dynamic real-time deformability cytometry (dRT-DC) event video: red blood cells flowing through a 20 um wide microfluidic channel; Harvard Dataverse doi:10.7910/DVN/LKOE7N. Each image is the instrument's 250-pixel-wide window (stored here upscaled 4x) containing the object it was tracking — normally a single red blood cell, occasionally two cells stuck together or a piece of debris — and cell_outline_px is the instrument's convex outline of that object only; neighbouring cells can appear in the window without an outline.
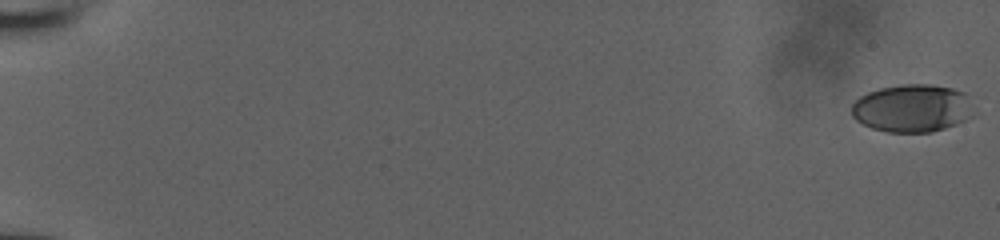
{"species": "human", "species_latin": "Homo sapiens", "temperature_condition": "room temperature", "stored_images_in_passage": 27, "camera_frame_rate_fps": 3000, "um_per_image_px": 0.085, "donor": {"sex": "male"}, "frame": {"image": 1, "passage_image": 1, "time_ms": 0.0, "image_size_px": [1000, 240], "cell_outline_px": [[964, 120], [956, 124], [932, 132], [888, 132], [872, 128], [856, 120], [852, 116], [852, 104], [860, 96], [868, 92], [880, 88], [900, 84], [928, 84], [952, 88], [964, 92]], "centroid_in_image_um": [77.37, 9.19], "position_along_channel_um": 7.6, "area_um2": 32.83}}
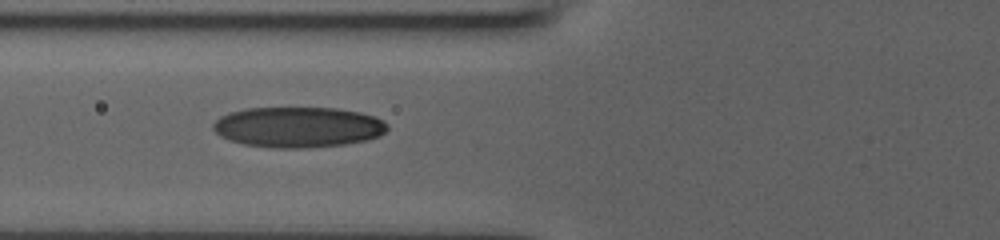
{"frame": {"image": 2, "passage_image": 23, "time_ms": 7.333, "image_size_px": [1000, 240], "cell_outline_px": [[388, 128], [380, 136], [364, 140], [344, 144], [308, 148], [272, 148], [244, 144], [228, 140], [220, 136], [212, 128], [212, 124], [220, 116], [232, 112], [248, 108], [336, 108], [360, 112], [384, 120], [388, 124]], "centroid_in_image_um": [25.33, 10.81], "position_along_channel_um": 100.5, "area_um2": 41.21}}
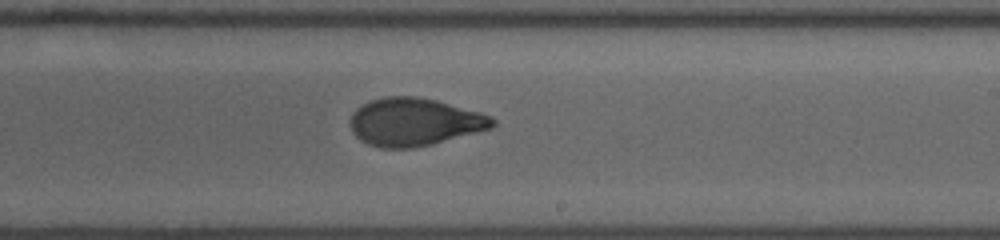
{"frame": {"image": 3, "passage_image": 27, "time_ms": 8.667, "image_size_px": [1000, 240], "cell_outline_px": [[496, 124], [492, 128], [432, 144], [412, 148], [380, 148], [368, 144], [360, 140], [352, 132], [348, 124], [352, 112], [356, 108], [372, 100], [388, 96], [416, 96], [436, 100], [480, 112], [492, 116], [496, 120]], "centroid_in_image_um": [35.21, 10.37], "position_along_channel_um": 253.8, "area_um2": 39.82}}